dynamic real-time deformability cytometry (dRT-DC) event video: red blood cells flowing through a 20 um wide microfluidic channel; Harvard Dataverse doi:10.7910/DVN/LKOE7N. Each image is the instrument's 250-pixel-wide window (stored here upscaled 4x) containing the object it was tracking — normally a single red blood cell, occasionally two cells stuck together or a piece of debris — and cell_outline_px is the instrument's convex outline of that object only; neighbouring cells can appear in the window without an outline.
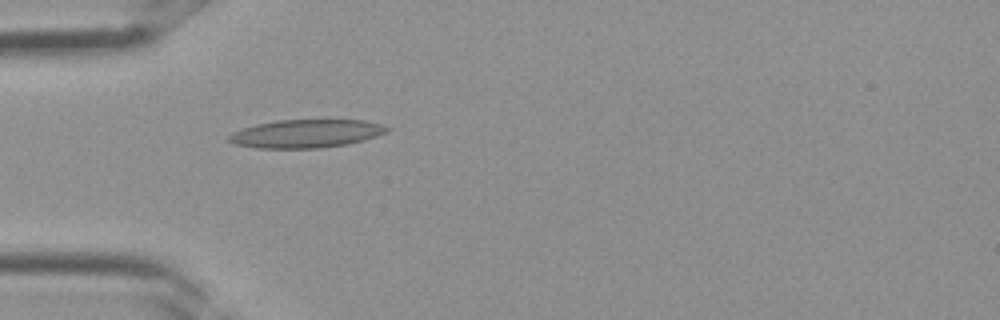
{"species": "Egyptian fruit bat (a non-hibernating species)", "species_latin": "Rousettus aegyptiacus", "temperature_condition": "room temperature", "stored_images_in_passage": 3, "camera_frame_rate_fps": 3000, "um_per_image_px": 0.085, "frame": {"image": 1, "passage_image": 3, "time_ms": 0.667, "image_size_px": [1000, 320], "cell_outline_px": [[392, 128], [388, 132], [364, 140], [348, 144], [320, 148], [256, 148], [236, 144], [228, 140], [228, 136], [232, 132], [256, 124], [276, 120], [364, 120], [380, 124]], "centroid_in_image_um": [26.04, 11.36], "position_along_channel_um": 59.0, "area_um2": 26.01}}